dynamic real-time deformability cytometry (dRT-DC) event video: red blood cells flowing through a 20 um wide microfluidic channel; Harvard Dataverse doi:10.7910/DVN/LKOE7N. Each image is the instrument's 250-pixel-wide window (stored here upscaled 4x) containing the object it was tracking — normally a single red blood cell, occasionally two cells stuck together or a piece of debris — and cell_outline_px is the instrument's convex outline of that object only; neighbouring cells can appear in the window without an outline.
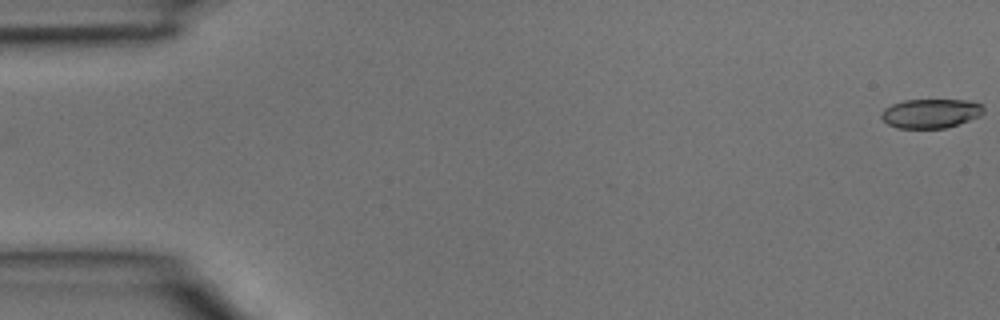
{"species": "common noctule bat (a hibernating species)", "species_latin": "Nyctalus noctula", "temperature_condition": "room temperature", "stored_images_in_passage": 4, "camera_frame_rate_fps": 3000, "um_per_image_px": 0.085, "animal": {"sex": "male", "body_mass_g": 15.6}, "frame": {"image": 1, "passage_image": 1, "time_ms": 0.0, "image_size_px": [1000, 320], "cell_outline_px": [[984, 112], [980, 116], [944, 128], [896, 128], [888, 124], [880, 116], [880, 112], [884, 108], [892, 104], [904, 100], [968, 100], [980, 104], [984, 108]], "centroid_in_image_um": [79.08, 9.63], "position_along_channel_um": 5.9, "area_um2": 17.34}}
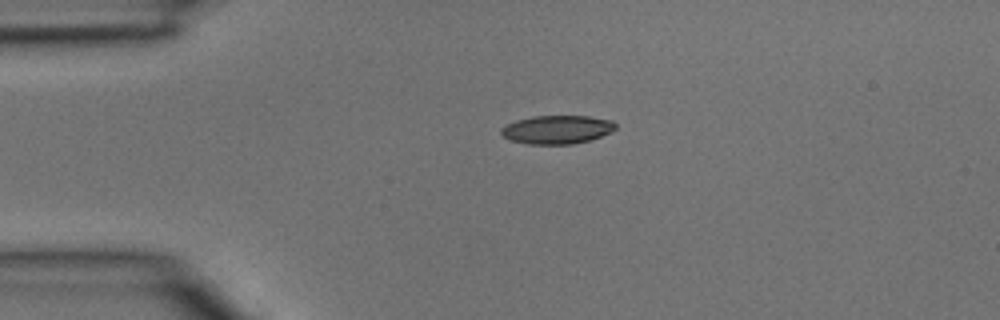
{"frame": {"image": 2, "passage_image": 3, "time_ms": 0.667, "image_size_px": [1000, 320], "cell_outline_px": [[616, 128], [612, 132], [588, 140], [572, 144], [528, 144], [512, 140], [504, 136], [500, 132], [500, 128], [516, 120], [532, 116], [588, 116], [612, 120], [616, 124]], "centroid_in_image_um": [47.36, 11.0], "position_along_channel_um": 37.6, "area_um2": 18.9}}
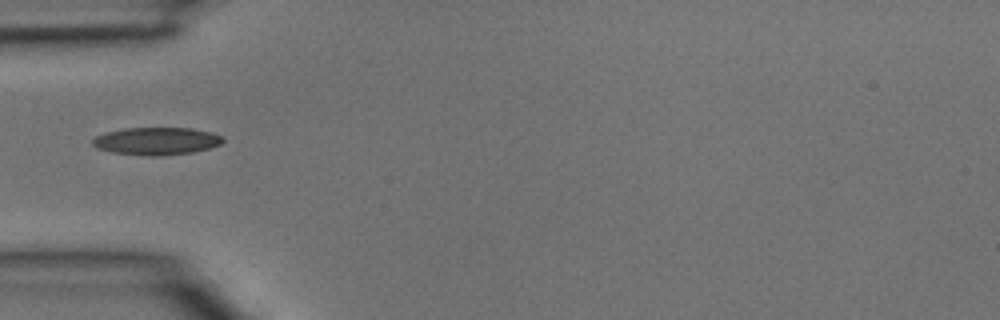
{"frame": {"image": 3, "passage_image": 4, "time_ms": 1.0, "image_size_px": [1000, 320], "cell_outline_px": [[224, 140], [220, 144], [208, 148], [192, 152], [160, 156], [148, 156], [112, 152], [96, 148], [92, 144], [92, 140], [96, 136], [104, 132], [124, 128], [192, 128], [212, 132], [220, 136]], "centroid_in_image_um": [13.26, 11.99], "position_along_channel_um": 71.7, "area_um2": 20.92}}